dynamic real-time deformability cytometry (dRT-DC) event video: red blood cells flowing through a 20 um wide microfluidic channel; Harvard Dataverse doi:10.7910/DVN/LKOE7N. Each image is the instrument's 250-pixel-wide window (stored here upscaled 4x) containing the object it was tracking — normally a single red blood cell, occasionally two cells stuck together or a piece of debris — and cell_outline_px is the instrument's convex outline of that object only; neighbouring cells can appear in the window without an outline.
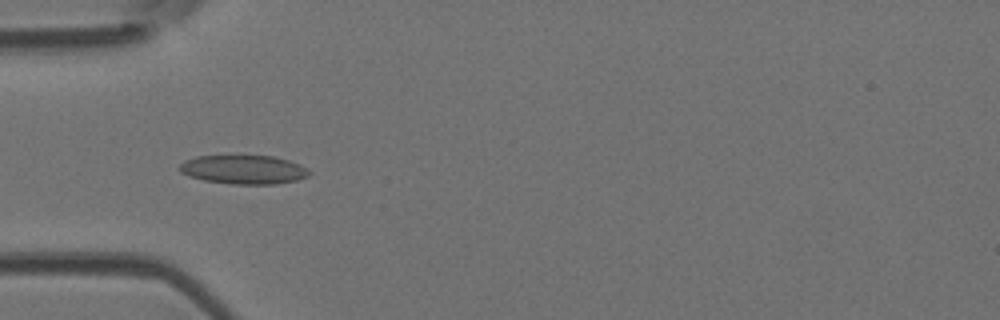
{"species": "Egyptian fruit bat (a non-hibernating species)", "species_latin": "Rousettus aegyptiacus", "temperature_condition": "room temperature", "stored_images_in_passage": 53, "camera_frame_rate_fps": 3000, "um_per_image_px": 0.085, "animal": {"sex": "female"}, "frame": {"image": 1, "passage_image": 17, "time_ms": 5.333, "image_size_px": [1000, 320], "cell_outline_px": [[312, 172], [308, 176], [296, 180], [276, 184], [232, 184], [204, 180], [188, 176], [180, 172], [176, 168], [184, 160], [196, 156], [276, 156], [300, 164], [308, 168]], "centroid_in_image_um": [20.7, 14.41], "position_along_channel_um": 64.3, "area_um2": 22.02}}
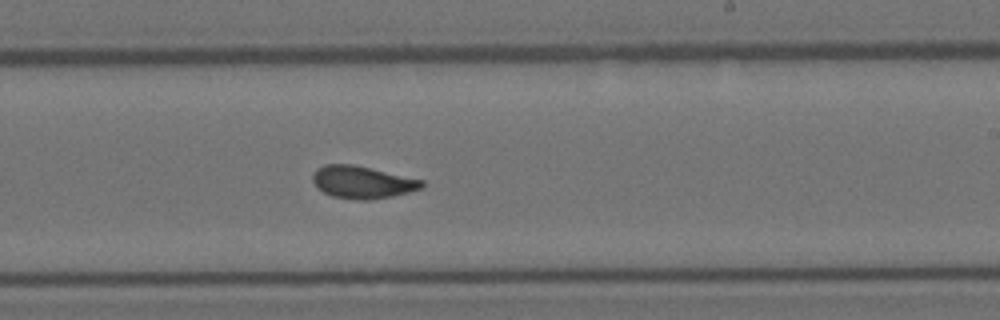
{"frame": {"image": 2, "passage_image": 32, "time_ms": 10.333, "image_size_px": [1000, 320], "cell_outline_px": [[424, 184], [420, 188], [408, 192], [392, 196], [368, 200], [360, 200], [332, 196], [324, 192], [312, 180], [312, 176], [316, 168], [324, 164], [352, 164], [424, 180]], "centroid_in_image_um": [30.78, 15.48], "position_along_channel_um": 258.2, "area_um2": 20.35}}
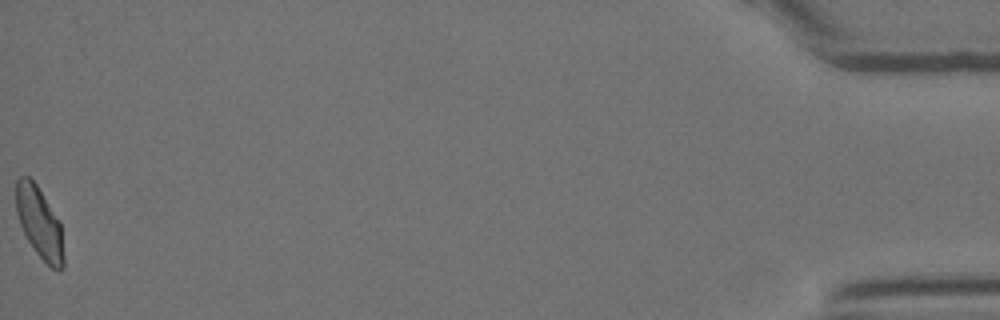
{"frame": {"image": 3, "passage_image": 53, "time_ms": 17.333, "image_size_px": [1000, 320], "cell_outline_px": [[64, 268], [60, 272], [52, 268], [36, 252], [28, 240], [20, 224], [16, 212], [16, 180], [20, 176], [28, 176], [36, 184], [60, 220], [64, 256]], "centroid_in_image_um": [3.37, 18.94], "position_along_channel_um": 431.8, "area_um2": 19.77}, "authors_computed_cell_mechanics": {"area_um2": 20.6924, "velocity_mm_per_s": 3.8964, "shape_relaxation_time_tau1_ms": 10.0799, "shape_relaxation_time_tau2_ms": 1.0097, "deformation_change_tau1": 0.1837, "deformation_change_tau2": 0.0606}}